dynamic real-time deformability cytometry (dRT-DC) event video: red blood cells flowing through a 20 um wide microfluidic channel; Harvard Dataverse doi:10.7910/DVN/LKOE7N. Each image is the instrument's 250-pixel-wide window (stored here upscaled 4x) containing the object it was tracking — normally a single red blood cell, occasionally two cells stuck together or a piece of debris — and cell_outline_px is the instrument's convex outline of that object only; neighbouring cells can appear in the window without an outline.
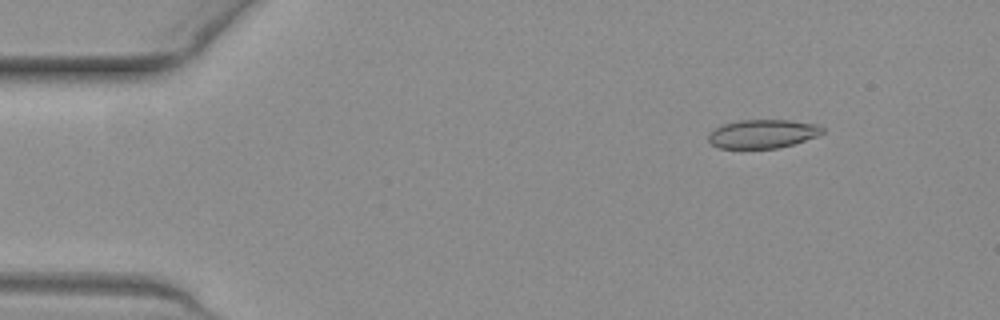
{"species": "common noctule bat (a hibernating species)", "species_latin": "Nyctalus noctula", "temperature_condition": "warm", "stored_images_in_passage": 48, "camera_frame_rate_fps": 3000, "um_per_image_px": 0.085, "animal": {"sex": "female", "body_mass_g": 19.3, "forearm_length_mm": 54.1}, "frame": {"image": 1, "passage_image": 1, "time_ms": 0.0, "image_size_px": [1000, 320], "cell_outline_px": [[824, 132], [816, 136], [792, 144], [776, 148], [720, 148], [712, 144], [708, 140], [708, 136], [716, 128], [724, 124], [740, 120], [788, 120], [816, 124], [824, 128]], "centroid_in_image_um": [64.83, 11.37], "position_along_channel_um": 20.2, "area_um2": 18.73}}
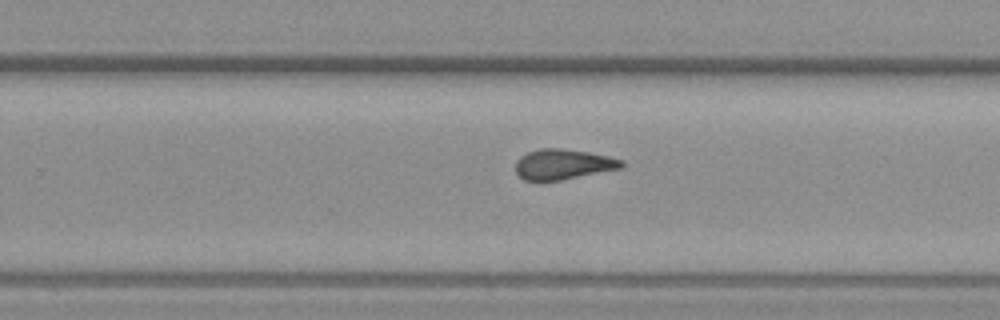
{"frame": {"image": 2, "passage_image": 28, "time_ms": 9.0, "image_size_px": [1000, 320], "cell_outline_px": [[624, 164], [620, 168], [560, 180], [524, 180], [516, 172], [516, 160], [520, 156], [528, 152], [540, 148], [560, 148], [588, 152], [608, 156], [624, 160]], "centroid_in_image_um": [47.84, 13.95], "position_along_channel_um": 282.0, "area_um2": 18.5}}
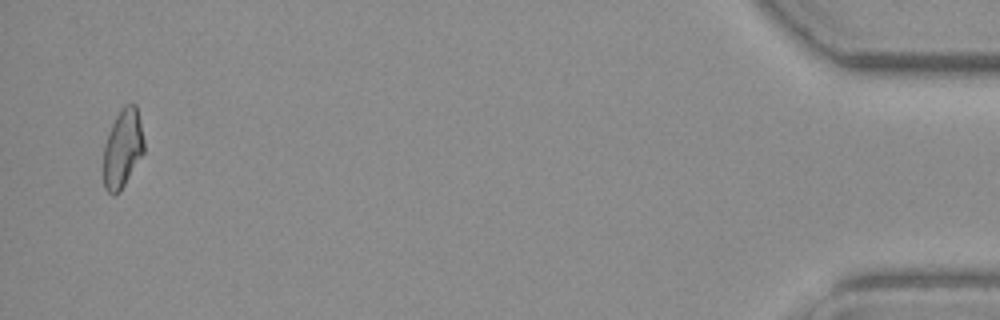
{"frame": {"image": 3, "passage_image": 46, "time_ms": 15.0, "image_size_px": [1000, 320], "cell_outline_px": [[144, 152], [120, 192], [112, 196], [104, 188], [104, 144], [108, 132], [116, 116], [124, 104], [136, 104], [140, 120], [144, 140]], "centroid_in_image_um": [10.42, 12.62], "position_along_channel_um": 424.8, "area_um2": 18.61}, "authors_computed_cell_mechanics": {"area_um2": 18.785, "velocity_mm_per_s": 3.9066, "shape_relaxation_time_tau1_ms": null, "shape_relaxation_time_tau2_ms": 1.7651, "deformation_change_tau1": null, "deformation_change_tau2": 0.099}}